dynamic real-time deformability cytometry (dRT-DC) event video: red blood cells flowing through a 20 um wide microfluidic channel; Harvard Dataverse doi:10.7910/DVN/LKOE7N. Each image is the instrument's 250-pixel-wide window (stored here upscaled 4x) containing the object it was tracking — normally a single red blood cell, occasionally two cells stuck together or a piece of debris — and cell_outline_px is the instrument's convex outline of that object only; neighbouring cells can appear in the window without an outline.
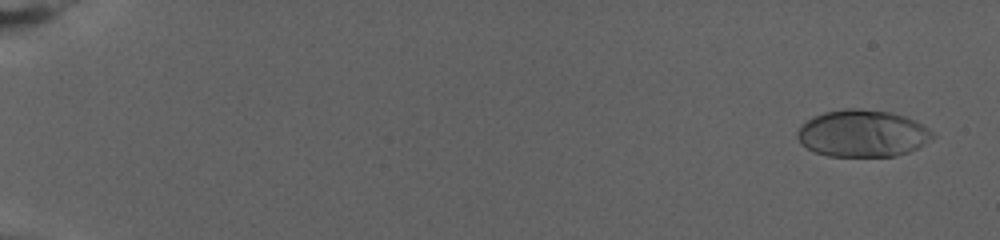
{"species": "human", "species_latin": "Homo sapiens", "temperature_condition": "warm", "stored_images_in_passage": 76, "camera_frame_rate_fps": 3000, "um_per_image_px": 0.085, "donor": {"sex": "female"}, "frame": {"image": 1, "passage_image": 4, "time_ms": 1.0, "image_size_px": [1000, 240], "cell_outline_px": [[936, 136], [924, 144], [908, 152], [896, 156], [828, 156], [816, 152], [800, 144], [796, 136], [796, 132], [800, 124], [824, 112], [848, 108], [860, 108], [888, 112], [904, 116], [916, 120], [924, 124]], "centroid_in_image_um": [73.31, 11.34], "position_along_channel_um": 11.7, "area_um2": 37.17}}
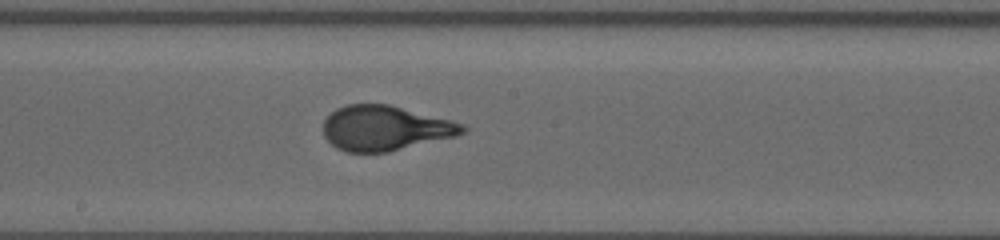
{"frame": {"image": 2, "passage_image": 45, "time_ms": 14.667, "image_size_px": [1000, 240], "cell_outline_px": [[468, 128], [464, 132], [456, 136], [388, 152], [348, 152], [336, 148], [324, 136], [324, 120], [336, 108], [348, 104], [388, 104], [452, 120], [464, 124]], "centroid_in_image_um": [32.74, 10.89], "position_along_channel_um": 215.5, "area_um2": 36.36}}
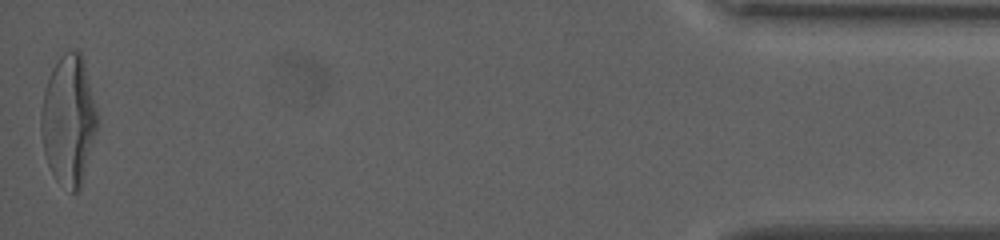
{"frame": {"image": 3, "passage_image": 76, "time_ms": 25.0, "image_size_px": [1000, 240], "cell_outline_px": [[96, 132], [80, 192], [72, 192], [56, 180], [48, 164], [44, 152], [40, 128], [40, 112], [44, 92], [52, 68], [60, 56], [68, 48], [80, 52], [96, 108]], "centroid_in_image_um": [5.8, 10.25], "position_along_channel_um": 429.4, "area_um2": 42.14}, "authors_computed_cell_mechanics": {"area_um2": 36.414, "velocity_mm_per_s": 2.8384, "shape_relaxation_time_tau1_ms": 5.5111, "shape_relaxation_time_tau2_ms": null, "deformation_change_tau1": 0.2575, "deformation_change_tau2": null}}